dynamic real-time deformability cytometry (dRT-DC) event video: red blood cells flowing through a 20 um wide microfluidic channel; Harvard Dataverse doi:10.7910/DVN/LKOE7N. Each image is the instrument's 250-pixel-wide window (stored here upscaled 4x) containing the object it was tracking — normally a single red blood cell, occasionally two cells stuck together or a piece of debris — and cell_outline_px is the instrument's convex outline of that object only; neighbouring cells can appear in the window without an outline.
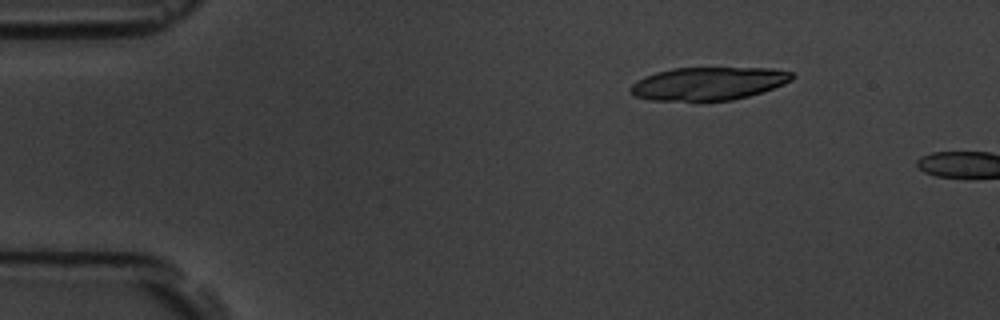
{"species": "common noctule bat (a hibernating species)", "species_latin": "Nyctalus noctula", "temperature_condition": "room temperature", "stored_images_in_passage": 3, "camera_frame_rate_fps": 3000, "um_per_image_px": 0.085, "animal": {"sex": "male", "body_mass_g": 19.5, "forearm_length_mm": 54.6}, "frame": {"image": 1, "passage_image": 1, "time_ms": 0.0, "image_size_px": [1000, 320], "cell_outline_px": [[796, 76], [792, 80], [784, 84], [748, 96], [732, 100], [648, 100], [636, 96], [628, 88], [632, 84], [644, 76], [656, 72], [672, 68], [772, 68], [792, 72]], "centroid_in_image_um": [60.22, 7.09], "position_along_channel_um": 24.8, "area_um2": 30.92}}